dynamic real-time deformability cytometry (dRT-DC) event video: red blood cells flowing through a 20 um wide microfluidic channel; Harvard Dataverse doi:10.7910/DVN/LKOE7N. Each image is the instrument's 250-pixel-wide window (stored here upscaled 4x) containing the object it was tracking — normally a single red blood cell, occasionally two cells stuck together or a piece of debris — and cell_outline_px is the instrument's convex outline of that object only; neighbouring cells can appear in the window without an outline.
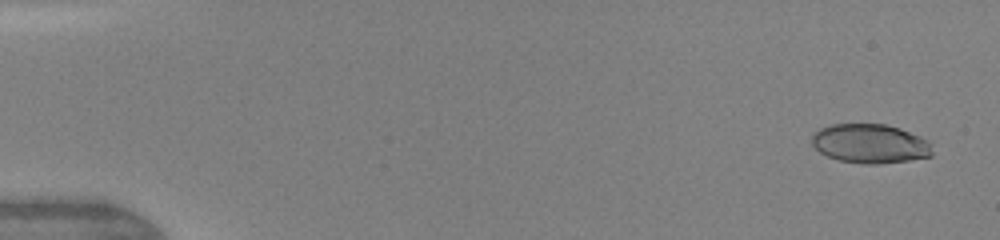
{"species": "human", "species_latin": "Homo sapiens", "temperature_condition": "warm", "stored_images_in_passage": 5, "camera_frame_rate_fps": 3000, "um_per_image_px": 0.085, "donor": {"sex": "female"}, "frame": {"image": 1, "passage_image": 1, "time_ms": 0.0, "image_size_px": [1000, 240], "cell_outline_px": [[932, 156], [908, 160], [880, 164], [864, 164], [840, 160], [828, 156], [820, 152], [812, 144], [812, 136], [820, 128], [832, 124], [884, 124], [900, 128], [920, 136], [928, 140], [932, 144]], "centroid_in_image_um": [73.99, 12.21], "position_along_channel_um": 11.0, "area_um2": 27.51}}
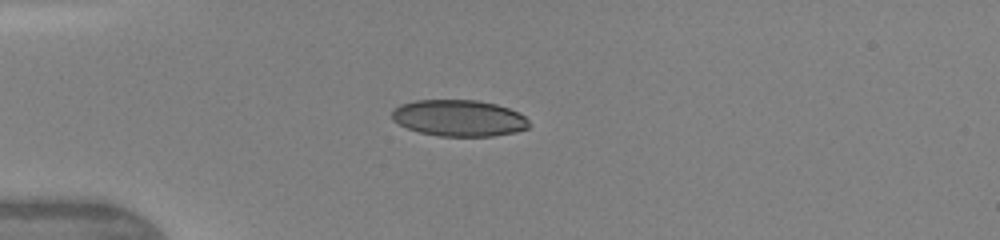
{"frame": {"image": 2, "passage_image": 5, "time_ms": 3.667, "image_size_px": [1000, 240], "cell_outline_px": [[532, 124], [528, 128], [516, 132], [492, 136], [440, 136], [420, 132], [408, 128], [392, 120], [392, 112], [400, 104], [416, 100], [476, 100], [496, 104], [508, 108], [524, 116]], "centroid_in_image_um": [39.03, 10.04], "position_along_channel_um": 46.0, "area_um2": 29.02}}